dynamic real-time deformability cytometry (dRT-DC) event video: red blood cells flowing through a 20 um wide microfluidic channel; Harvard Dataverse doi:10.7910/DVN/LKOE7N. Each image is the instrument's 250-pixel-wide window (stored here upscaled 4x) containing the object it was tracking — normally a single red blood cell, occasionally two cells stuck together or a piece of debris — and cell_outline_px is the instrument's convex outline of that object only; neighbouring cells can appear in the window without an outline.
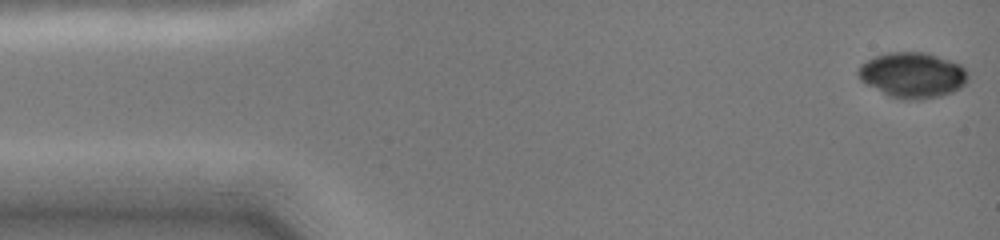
{"species": "common noctule bat (a hibernating species)", "species_latin": "Nyctalus noctula", "temperature_condition": "cold", "stored_images_in_passage": 52, "camera_frame_rate_fps": 3000, "um_per_image_px": 0.085, "animal": {"sex": "female", "body_mass_g": 19.0, "forearm_length_mm": 51.5}, "frame": {"image": 1, "passage_image": 1, "time_ms": 0.0, "image_size_px": [1000, 240], "cell_outline_px": [[968, 80], [960, 88], [952, 92], [940, 96], [920, 100], [900, 100], [888, 96], [864, 84], [860, 80], [856, 72], [860, 64], [876, 56], [888, 52], [928, 52], [960, 64], [968, 72]], "centroid_in_image_um": [77.54, 6.39], "position_along_channel_um": 7.5, "area_um2": 29.54}}
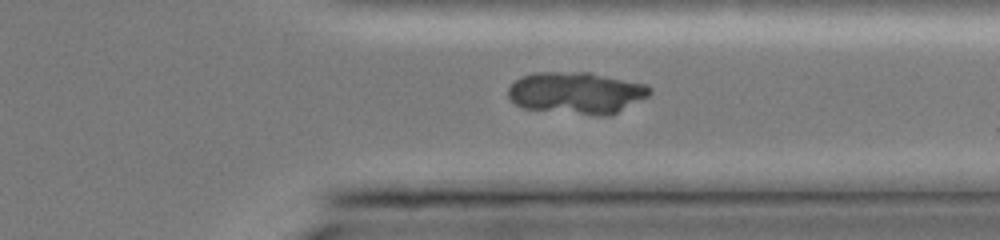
{"frame": {"image": 2, "passage_image": 38, "time_ms": 11.667, "image_size_px": [1000, 240], "cell_outline_px": [[652, 92], [648, 96], [608, 116], [596, 116], [524, 108], [516, 104], [508, 96], [508, 88], [516, 80], [532, 72], [588, 72], [648, 84], [652, 88]], "centroid_in_image_um": [49.01, 7.89], "position_along_channel_um": 362.4, "area_um2": 34.51}}
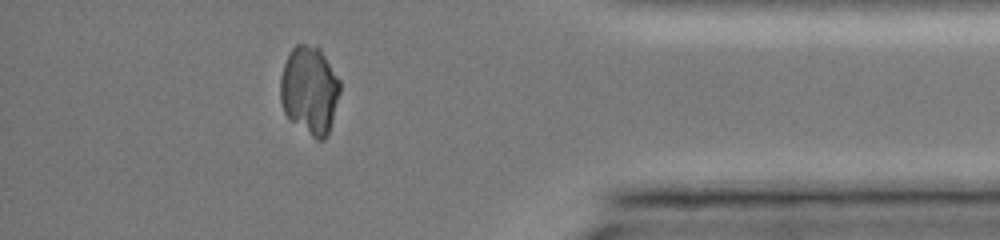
{"frame": {"image": 3, "passage_image": 44, "time_ms": 13.333, "image_size_px": [1000, 240], "cell_outline_px": [[340, 92], [332, 120], [328, 132], [324, 140], [316, 140], [292, 120], [284, 112], [280, 100], [280, 76], [284, 64], [292, 48], [296, 44], [316, 44], [320, 48], [340, 80]], "centroid_in_image_um": [26.31, 7.63], "position_along_channel_um": 408.9, "area_um2": 30.58}}